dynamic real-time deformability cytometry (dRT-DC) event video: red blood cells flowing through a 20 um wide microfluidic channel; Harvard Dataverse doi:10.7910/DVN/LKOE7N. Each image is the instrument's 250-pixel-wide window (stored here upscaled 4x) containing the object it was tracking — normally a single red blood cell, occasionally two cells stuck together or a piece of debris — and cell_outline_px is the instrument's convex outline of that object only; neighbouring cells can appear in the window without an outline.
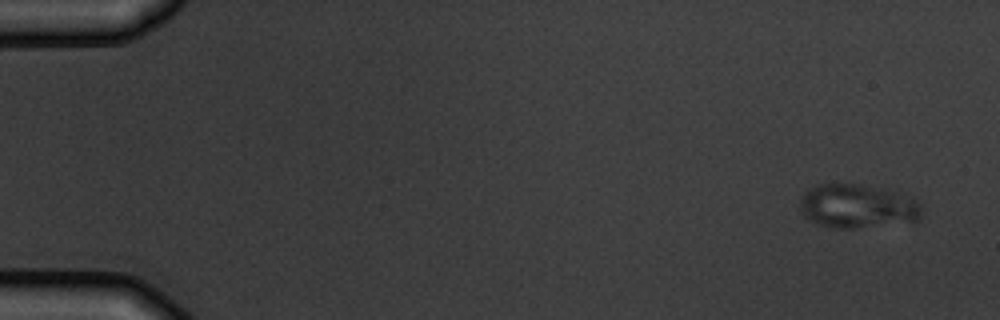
{"species": "common noctule bat (a hibernating species)", "species_latin": "Nyctalus noctula", "temperature_condition": "warm", "stored_images_in_passage": 6, "camera_frame_rate_fps": 3000, "um_per_image_px": 0.085, "animal": {"sex": "male", "body_mass_g": 19.5, "forearm_length_mm": 54.6}, "frame": {"image": 1, "passage_image": 1, "time_ms": 0.0, "image_size_px": [1000, 320], "cell_outline_px": [[920, 216], [916, 220], [860, 228], [836, 228], [816, 224], [804, 216], [800, 204], [800, 196], [804, 192], [816, 184], [860, 184], [880, 188], [912, 196], [920, 204]], "centroid_in_image_um": [72.84, 17.52], "position_along_channel_um": 12.2, "area_um2": 31.04}}